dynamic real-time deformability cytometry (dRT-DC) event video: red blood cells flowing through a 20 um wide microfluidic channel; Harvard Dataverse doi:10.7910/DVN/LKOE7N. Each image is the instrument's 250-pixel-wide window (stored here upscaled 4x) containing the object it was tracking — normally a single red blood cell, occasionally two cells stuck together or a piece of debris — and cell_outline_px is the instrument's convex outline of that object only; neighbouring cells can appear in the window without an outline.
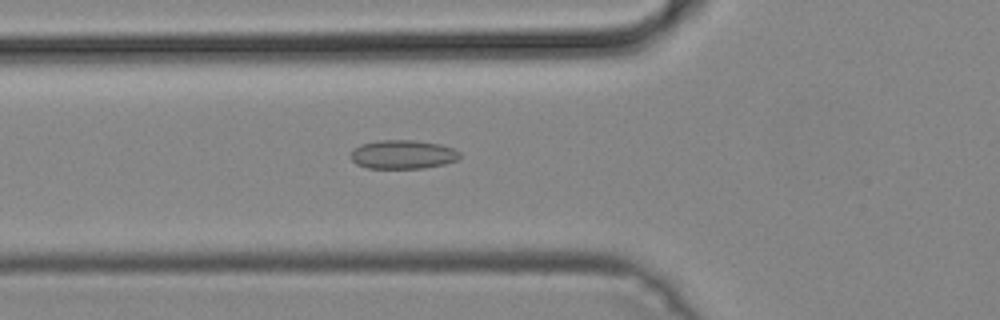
{"species": "common noctule bat (a hibernating species)", "species_latin": "Nyctalus noctula", "temperature_condition": "cold", "stored_images_in_passage": 44, "camera_frame_rate_fps": 3000, "um_per_image_px": 0.085, "animal": {"sex": "male", "body_mass_g": 19.2, "forearm_length_mm": 51.8}, "frame": {"image": 1, "passage_image": 12, "time_ms": 3.667, "image_size_px": [1000, 320], "cell_outline_px": [[460, 156], [456, 160], [444, 164], [424, 168], [368, 168], [356, 164], [352, 160], [352, 148], [360, 144], [376, 140], [416, 140], [440, 144], [452, 148], [460, 152]], "centroid_in_image_um": [34.22, 13.12], "position_along_channel_um": 91.6, "area_um2": 18.38}}
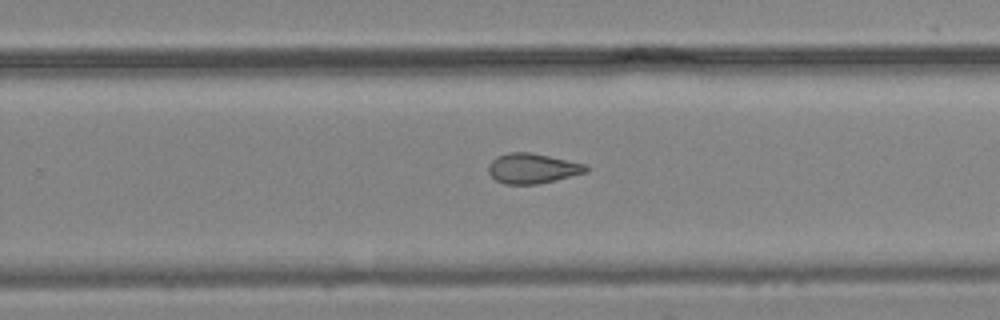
{"frame": {"image": 2, "passage_image": 26, "time_ms": 8.333, "image_size_px": [1000, 320], "cell_outline_px": [[588, 172], [540, 184], [504, 184], [496, 180], [488, 172], [488, 164], [496, 156], [508, 152], [532, 152], [588, 164]], "centroid_in_image_um": [45.28, 14.3], "position_along_channel_um": 284.5, "area_um2": 17.4}}
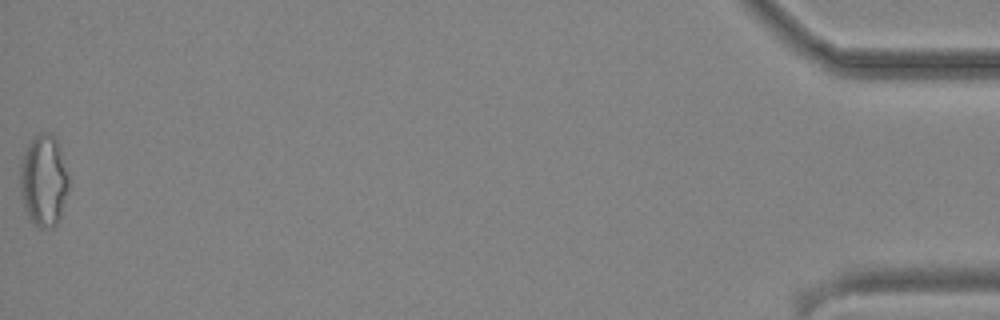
{"frame": {"image": 3, "passage_image": 44, "time_ms": 14.333, "image_size_px": [1000, 320], "cell_outline_px": [[68, 192], [60, 216], [56, 224], [52, 228], [40, 228], [32, 224], [28, 216], [20, 192], [20, 164], [24, 152], [28, 144], [40, 132], [52, 132], [56, 136], [60, 148], [68, 176]], "centroid_in_image_um": [3.71, 15.34], "position_along_channel_um": 431.5, "area_um2": 26.07}}